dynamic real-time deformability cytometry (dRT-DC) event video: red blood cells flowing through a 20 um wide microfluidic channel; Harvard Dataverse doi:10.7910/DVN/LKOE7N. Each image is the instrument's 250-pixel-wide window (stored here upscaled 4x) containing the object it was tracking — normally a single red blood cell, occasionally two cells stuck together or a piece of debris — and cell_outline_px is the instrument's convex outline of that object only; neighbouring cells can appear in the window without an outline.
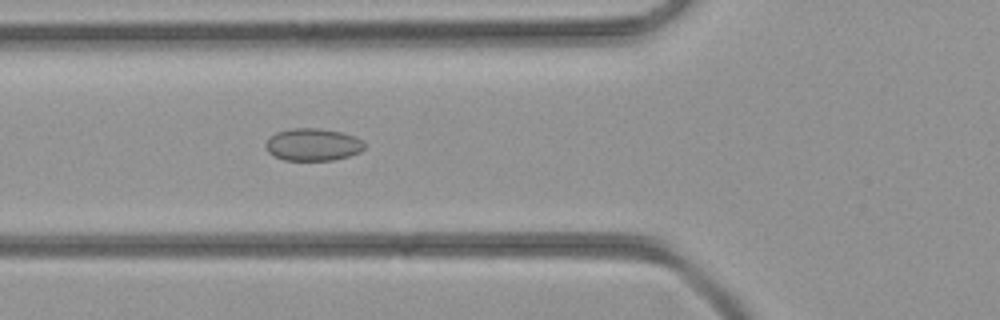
{"species": "common noctule bat (a hibernating species)", "species_latin": "Nyctalus noctula", "temperature_condition": "room temperature", "stored_images_in_passage": 39, "camera_frame_rate_fps": 3000, "um_per_image_px": 0.085, "animal": {"sex": "female", "body_mass_g": 21.9}, "frame": {"image": 1, "passage_image": 12, "time_ms": 3.667, "image_size_px": [1000, 320], "cell_outline_px": [[364, 148], [360, 152], [348, 156], [332, 160], [284, 160], [268, 152], [264, 144], [268, 136], [276, 132], [292, 128], [320, 128], [340, 132], [356, 136], [364, 140]], "centroid_in_image_um": [26.58, 12.28], "position_along_channel_um": 99.2, "area_um2": 18.79}}
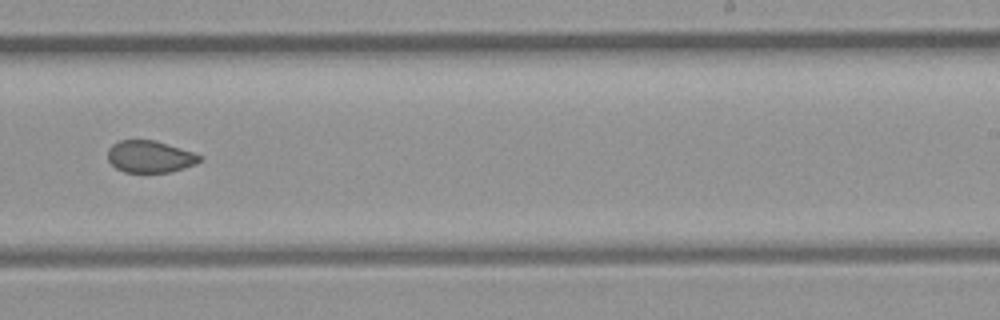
{"frame": {"image": 2, "passage_image": 23, "time_ms": 7.333, "image_size_px": [1000, 320], "cell_outline_px": [[200, 160], [196, 164], [184, 168], [168, 172], [124, 172], [116, 168], [108, 160], [108, 148], [112, 144], [120, 140], [156, 140], [196, 152], [200, 156]], "centroid_in_image_um": [12.75, 13.3], "position_along_channel_um": 276.3, "area_um2": 17.22}}
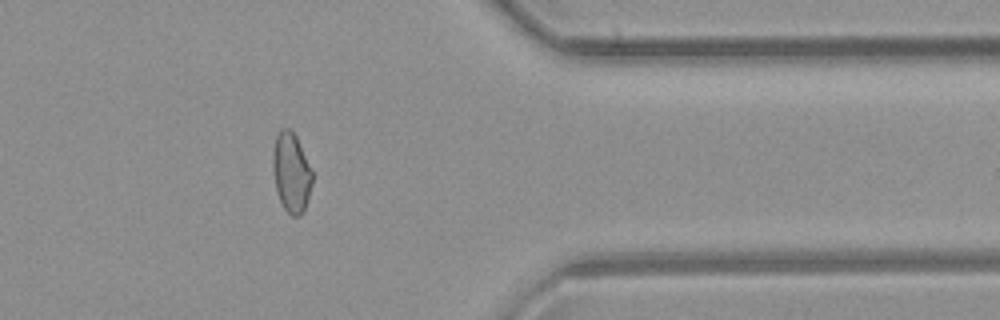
{"frame": {"image": 3, "passage_image": 31, "time_ms": 10.0, "image_size_px": [1000, 320], "cell_outline_px": [[312, 184], [308, 200], [304, 212], [300, 216], [292, 216], [284, 208], [280, 200], [276, 188], [272, 172], [272, 156], [276, 136], [280, 128], [288, 128], [296, 136], [312, 172]], "centroid_in_image_um": [24.75, 14.68], "position_along_channel_um": 386.7, "area_um2": 18.26}}